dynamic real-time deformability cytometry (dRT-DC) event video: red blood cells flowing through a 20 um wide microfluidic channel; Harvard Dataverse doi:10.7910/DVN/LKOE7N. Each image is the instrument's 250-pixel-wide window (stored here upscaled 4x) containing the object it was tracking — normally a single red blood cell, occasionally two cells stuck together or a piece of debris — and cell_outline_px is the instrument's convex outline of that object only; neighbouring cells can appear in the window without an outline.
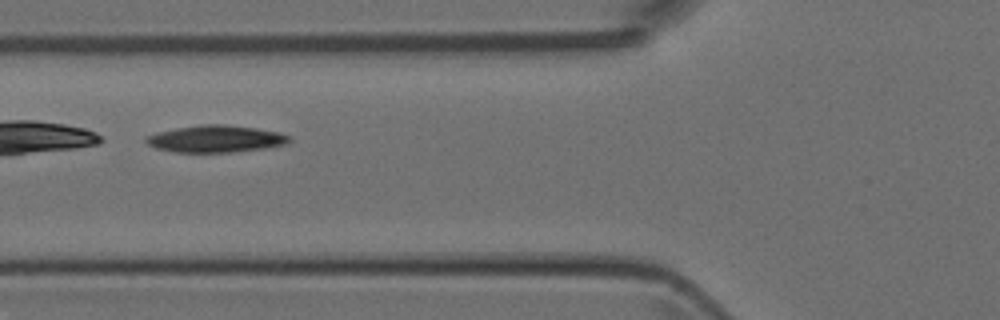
{"species": "Egyptian fruit bat (a non-hibernating species)", "species_latin": "Rousettus aegyptiacus", "temperature_condition": "room temperature", "stored_images_in_passage": 3, "camera_frame_rate_fps": 3000, "um_per_image_px": 0.085, "animal": {"sex": "female"}, "frame": {"image": 1, "passage_image": 3, "time_ms": 2.333, "image_size_px": [1000, 320], "cell_outline_px": [[292, 140], [288, 144], [264, 148], [232, 152], [176, 152], [156, 148], [148, 144], [144, 140], [144, 136], [176, 128], [204, 124], [224, 124], [256, 128], [280, 132], [288, 136]], "centroid_in_image_um": [18.35, 11.8], "position_along_channel_um": 107.4, "area_um2": 22.48}}